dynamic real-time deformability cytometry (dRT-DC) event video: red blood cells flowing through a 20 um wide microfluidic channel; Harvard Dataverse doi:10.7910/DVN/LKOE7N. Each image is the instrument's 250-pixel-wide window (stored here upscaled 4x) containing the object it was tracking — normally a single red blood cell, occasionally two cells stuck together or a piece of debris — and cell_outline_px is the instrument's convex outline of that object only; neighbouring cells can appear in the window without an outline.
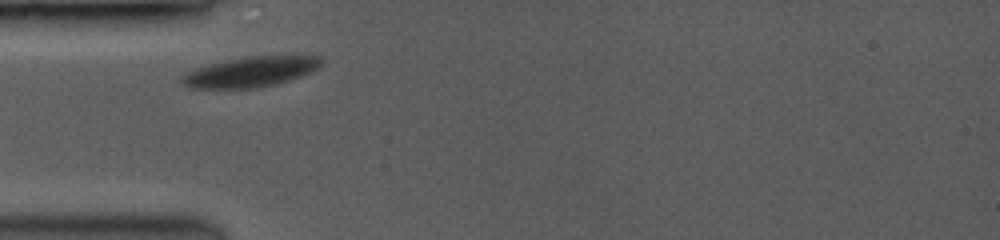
{"species": "common noctule bat (a hibernating species)", "species_latin": "Nyctalus noctula", "temperature_condition": "room temperature", "stored_images_in_passage": 27, "camera_frame_rate_fps": 3500, "um_per_image_px": 0.085, "animal": {"sex": "female", "body_mass_g": 19.0, "forearm_length_mm": 53.3}, "frame": {"image": 1, "passage_image": 1, "time_ms": 0.0, "image_size_px": [1000, 240], "cell_outline_px": [[320, 64], [316, 68], [300, 76], [288, 80], [272, 84], [252, 88], [196, 88], [184, 84], [180, 80], [188, 72], [196, 68], [208, 64], [224, 60], [244, 56], [320, 56]], "centroid_in_image_um": [21.26, 6.09], "position_along_channel_um": 63.7, "area_um2": 23.87}}
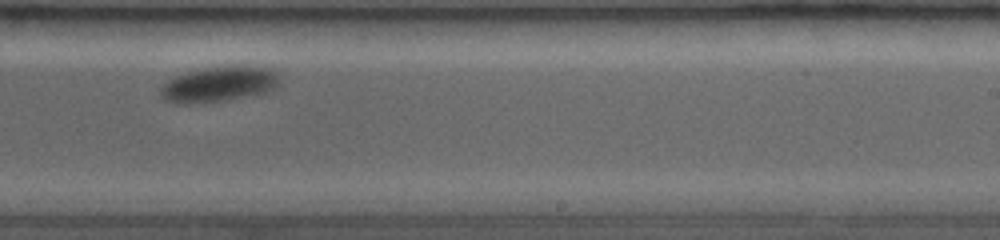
{"frame": {"image": 2, "passage_image": 16, "time_ms": 5.714, "image_size_px": [1000, 240], "cell_outline_px": [[276, 84], [272, 88], [264, 92], [216, 100], [168, 100], [160, 92], [160, 88], [168, 80], [176, 76], [204, 68], [236, 64], [268, 68], [276, 72]], "centroid_in_image_um": [18.65, 7.06], "position_along_channel_um": 270.3, "area_um2": 22.72}}
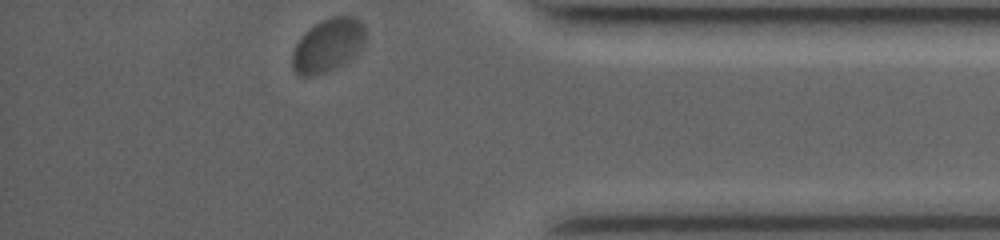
{"frame": {"image": 3, "passage_image": 27, "time_ms": 9.714, "image_size_px": [1000, 240], "cell_outline_px": [[364, 40], [344, 64], [324, 72], [312, 76], [300, 76], [292, 68], [292, 52], [296, 44], [316, 24], [332, 16], [352, 16], [364, 24]], "centroid_in_image_um": [27.84, 3.86], "position_along_channel_um": 407.4, "area_um2": 21.85}}